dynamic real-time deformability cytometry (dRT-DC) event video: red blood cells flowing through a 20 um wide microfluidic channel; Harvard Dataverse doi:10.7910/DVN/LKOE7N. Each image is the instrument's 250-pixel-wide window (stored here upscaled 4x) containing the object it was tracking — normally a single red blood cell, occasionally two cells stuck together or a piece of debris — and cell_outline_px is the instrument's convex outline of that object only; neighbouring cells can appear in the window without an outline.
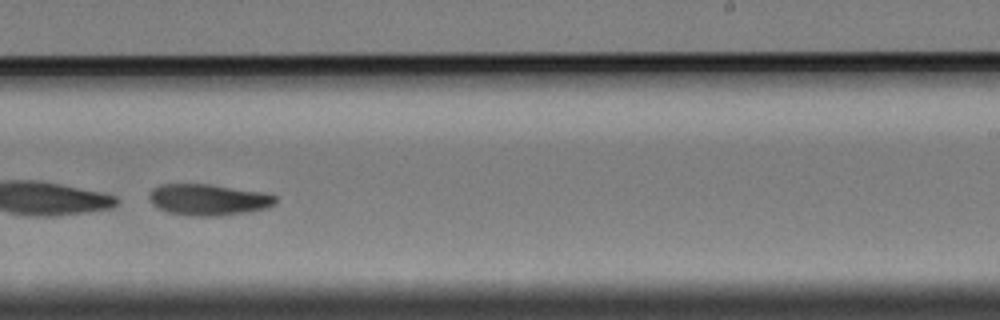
{"species": "Egyptian fruit bat (a non-hibernating species)", "species_latin": "Rousettus aegyptiacus", "temperature_condition": "cold", "stored_images_in_passage": 57, "camera_frame_rate_fps": 3000, "um_per_image_px": 0.085, "animal": {"sex": "female"}, "frame": {"image": 1, "passage_image": 36, "time_ms": 11.667, "image_size_px": [1000, 320], "cell_outline_px": [[276, 204], [268, 208], [248, 212], [220, 216], [188, 216], [168, 212], [156, 208], [152, 204], [148, 196], [148, 192], [152, 188], [160, 184], [208, 184], [264, 192], [276, 196]], "centroid_in_image_um": [17.69, 16.98], "position_along_channel_um": 271.3, "area_um2": 23.41}}